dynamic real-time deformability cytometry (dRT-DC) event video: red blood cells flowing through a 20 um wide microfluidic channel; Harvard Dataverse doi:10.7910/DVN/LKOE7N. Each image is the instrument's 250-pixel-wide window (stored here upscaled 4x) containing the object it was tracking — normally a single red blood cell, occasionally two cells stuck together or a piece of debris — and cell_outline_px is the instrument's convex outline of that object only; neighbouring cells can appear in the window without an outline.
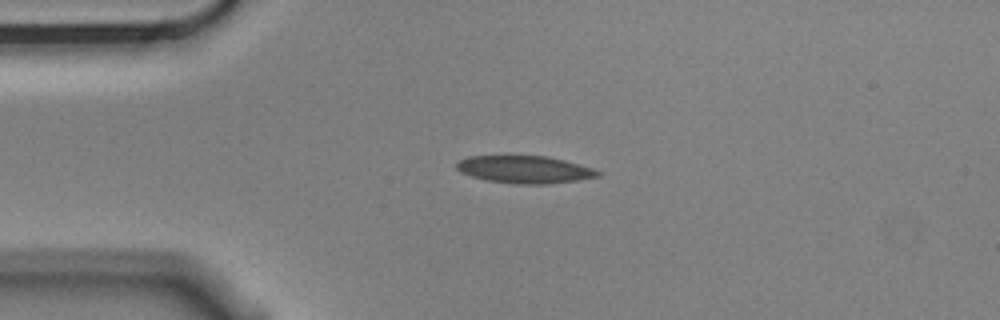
{"species": "Egyptian fruit bat (a non-hibernating species)", "species_latin": "Rousettus aegyptiacus", "temperature_condition": "cold", "stored_images_in_passage": 7, "camera_frame_rate_fps": 3000, "um_per_image_px": 0.085, "animal": {"sex": "male"}, "frame": {"image": 1, "passage_image": 3, "time_ms": 0.667, "image_size_px": [1000, 320], "cell_outline_px": [[600, 176], [576, 180], [544, 184], [520, 184], [488, 180], [472, 176], [460, 172], [456, 168], [456, 164], [460, 160], [468, 156], [548, 156], [564, 160], [592, 168], [600, 172]], "centroid_in_image_um": [44.58, 14.4], "position_along_channel_um": 40.4, "area_um2": 22.25}}
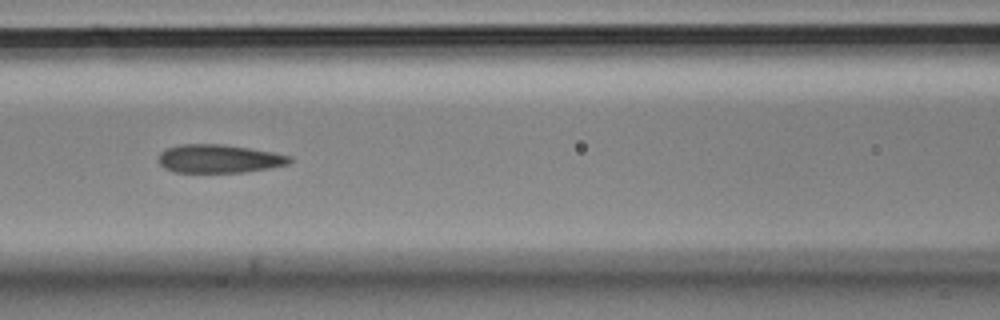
{"frame": {"image": 2, "passage_image": 6, "time_ms": 1.667, "image_size_px": [1000, 320], "cell_outline_px": [[292, 160], [288, 164], [272, 168], [244, 172], [172, 172], [164, 168], [160, 164], [160, 152], [168, 148], [180, 144], [220, 144], [248, 148], [272, 152], [292, 156]], "centroid_in_image_um": [18.64, 13.5], "position_along_channel_um": 148.0, "area_um2": 21.62}}
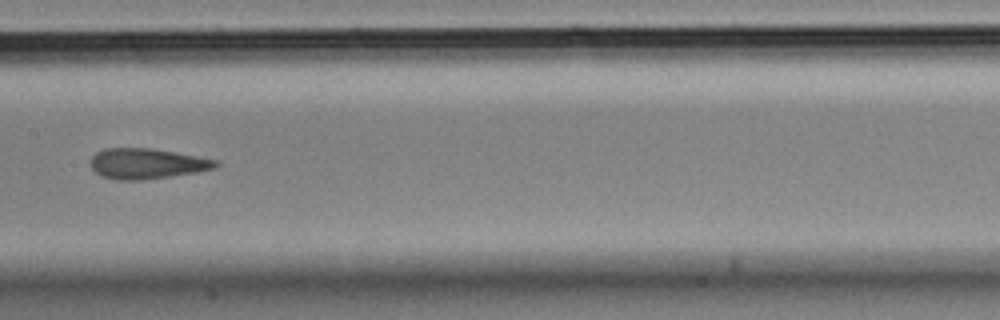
{"frame": {"image": 3, "passage_image": 7, "time_ms": 2.0, "image_size_px": [1000, 320], "cell_outline_px": [[220, 164], [216, 168], [196, 172], [140, 180], [116, 180], [100, 176], [88, 164], [92, 156], [96, 152], [104, 148], [148, 148], [220, 160]], "centroid_in_image_um": [12.45, 13.91], "position_along_channel_um": 195.0, "area_um2": 22.2}}